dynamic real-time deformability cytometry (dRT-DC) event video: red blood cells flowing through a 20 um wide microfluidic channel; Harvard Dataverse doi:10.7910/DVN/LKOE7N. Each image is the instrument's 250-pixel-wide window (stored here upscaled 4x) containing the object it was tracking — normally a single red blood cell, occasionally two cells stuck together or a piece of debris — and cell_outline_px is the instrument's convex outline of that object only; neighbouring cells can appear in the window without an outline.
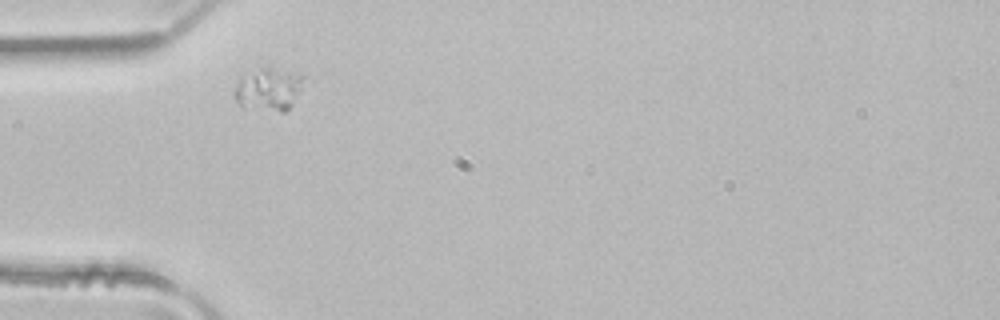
{"species": "common noctule bat (a hibernating species)", "species_latin": "Nyctalus noctula", "temperature_condition": "room temperature", "stored_images_in_passage": 2, "camera_frame_rate_fps": 3000, "um_per_image_px": 0.085, "animal": {"sex": "male", "body_mass_g": 21.5, "forearm_length_mm": 52.0}, "frame": {"image": 1, "passage_image": 1, "time_ms": 0.0, "image_size_px": [1000, 320], "cell_outline_px": [[312, 80], [288, 112], [280, 112], [244, 108], [232, 96], [232, 92], [240, 76], [260, 68], [272, 68], [304, 76]], "centroid_in_image_um": [22.92, 7.63], "position_along_channel_um": 62.1, "area_um2": 18.26}}
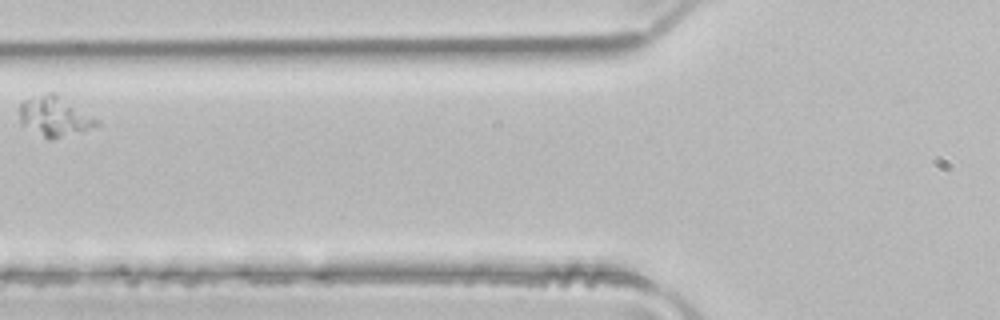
{"frame": {"image": 2, "passage_image": 2, "time_ms": 0.333, "image_size_px": [1000, 320], "cell_outline_px": [[100, 124], [52, 140], [48, 140], [24, 124], [20, 120], [20, 104], [24, 100], [48, 92], [52, 92], [100, 120]], "centroid_in_image_um": [4.64, 9.89], "position_along_channel_um": 121.2, "area_um2": 17.22}}